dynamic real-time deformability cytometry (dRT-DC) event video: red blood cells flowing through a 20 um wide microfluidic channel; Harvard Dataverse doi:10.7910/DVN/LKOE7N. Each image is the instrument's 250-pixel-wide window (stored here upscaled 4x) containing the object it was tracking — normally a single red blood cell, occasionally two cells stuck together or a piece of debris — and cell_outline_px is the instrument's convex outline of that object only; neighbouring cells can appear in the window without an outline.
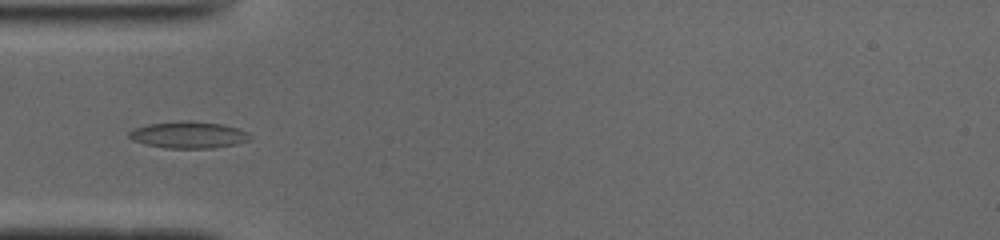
{"species": "common noctule bat (a hibernating species)", "species_latin": "Nyctalus noctula", "temperature_condition": "cold", "stored_images_in_passage": 17, "camera_frame_rate_fps": 3000, "um_per_image_px": 0.085, "animal": {"sex": "male", "body_mass_g": 19.0, "forearm_length_mm": 50.8}, "frame": {"image": 1, "passage_image": 3, "time_ms": 0.667, "image_size_px": [1000, 240], "cell_outline_px": [[252, 140], [236, 144], [212, 148], [164, 148], [144, 144], [132, 140], [128, 136], [128, 132], [136, 128], [148, 124], [180, 120], [192, 120], [224, 124], [240, 128], [248, 132], [252, 136]], "centroid_in_image_um": [16.07, 11.45], "position_along_channel_um": 68.9, "area_um2": 19.25}}